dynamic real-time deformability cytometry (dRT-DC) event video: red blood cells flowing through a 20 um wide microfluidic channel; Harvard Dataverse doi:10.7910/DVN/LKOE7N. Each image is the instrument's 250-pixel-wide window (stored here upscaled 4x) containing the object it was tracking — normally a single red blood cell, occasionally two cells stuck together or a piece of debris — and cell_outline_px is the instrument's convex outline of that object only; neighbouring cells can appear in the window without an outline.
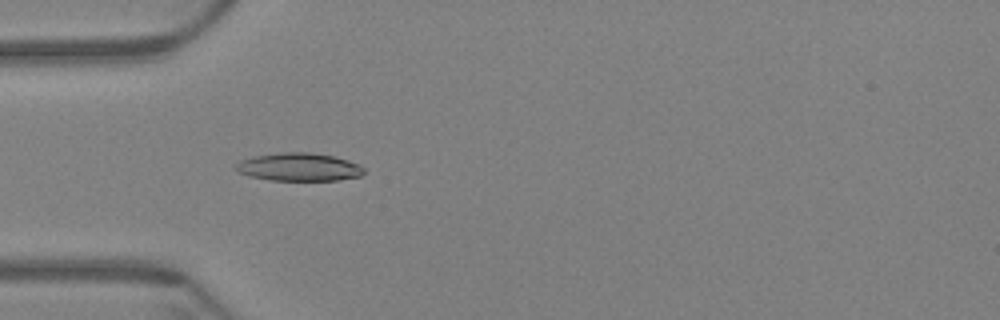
{"species": "Egyptian fruit bat (a non-hibernating species)", "species_latin": "Rousettus aegyptiacus", "temperature_condition": "warm", "stored_images_in_passage": 47, "camera_frame_rate_fps": 3000, "um_per_image_px": 0.085, "animal": {"sex": "female"}, "frame": {"image": 1, "passage_image": 14, "time_ms": 4.333, "image_size_px": [1000, 320], "cell_outline_px": [[364, 172], [360, 176], [336, 180], [272, 180], [248, 176], [236, 172], [236, 164], [240, 160], [252, 156], [280, 152], [308, 152], [332, 156], [348, 160], [360, 164], [364, 168]], "centroid_in_image_um": [25.38, 14.19], "position_along_channel_um": 59.6, "area_um2": 20.98}}
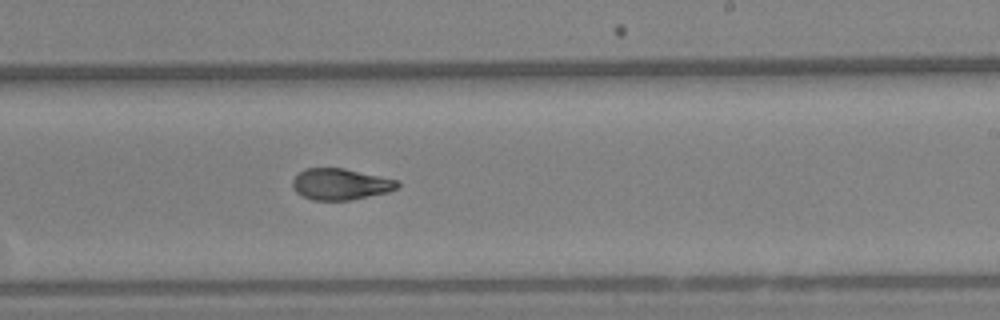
{"frame": {"image": 2, "passage_image": 32, "time_ms": 10.333, "image_size_px": [1000, 320], "cell_outline_px": [[400, 184], [396, 188], [388, 192], [348, 200], [312, 200], [296, 192], [292, 188], [292, 180], [304, 168], [344, 168], [396, 180]], "centroid_in_image_um": [28.9, 15.65], "position_along_channel_um": 260.1, "area_um2": 18.9}}
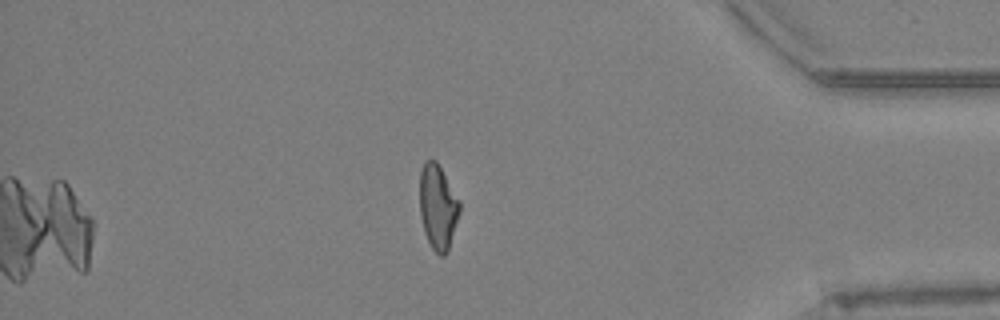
{"frame": {"image": 3, "passage_image": 47, "time_ms": 15.333, "image_size_px": [1000, 320], "cell_outline_px": [[460, 212], [448, 252], [444, 256], [440, 256], [432, 248], [424, 232], [420, 212], [420, 172], [424, 160], [436, 160], [460, 200]], "centroid_in_image_um": [37.23, 17.59], "position_along_channel_um": 398.0, "area_um2": 19.83}, "authors_computed_cell_mechanics": {"area_um2": 19.9988, "velocity_mm_per_s": 3.411, "shape_relaxation_time_tau1_ms": null, "shape_relaxation_time_tau2_ms": 2.5993, "deformation_change_tau1": null, "deformation_change_tau2": 0.0832}}